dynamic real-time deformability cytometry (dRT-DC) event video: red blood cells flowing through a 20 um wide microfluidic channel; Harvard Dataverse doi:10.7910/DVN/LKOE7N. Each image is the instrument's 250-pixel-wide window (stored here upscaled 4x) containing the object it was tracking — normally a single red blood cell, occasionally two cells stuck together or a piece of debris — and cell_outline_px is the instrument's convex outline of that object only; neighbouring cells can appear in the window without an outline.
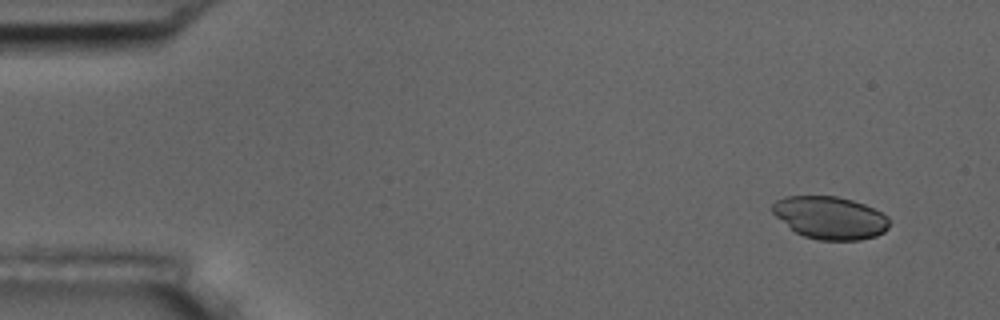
{"species": "common noctule bat (a hibernating species)", "species_latin": "Nyctalus noctula", "temperature_condition": "room temperature", "stored_images_in_passage": 5, "camera_frame_rate_fps": 3000, "um_per_image_px": 0.085, "animal": {"sex": "male", "body_mass_g": 17.5, "forearm_length_mm": 52.3}, "frame": {"image": 1, "passage_image": 1, "time_ms": 0.0, "image_size_px": [1000, 320], "cell_outline_px": [[888, 228], [884, 232], [876, 236], [860, 240], [820, 240], [804, 236], [796, 232], [776, 216], [772, 212], [772, 204], [776, 200], [784, 196], [836, 196], [852, 200], [864, 204], [888, 216]], "centroid_in_image_um": [70.55, 18.5], "position_along_channel_um": 14.4, "area_um2": 28.9}}